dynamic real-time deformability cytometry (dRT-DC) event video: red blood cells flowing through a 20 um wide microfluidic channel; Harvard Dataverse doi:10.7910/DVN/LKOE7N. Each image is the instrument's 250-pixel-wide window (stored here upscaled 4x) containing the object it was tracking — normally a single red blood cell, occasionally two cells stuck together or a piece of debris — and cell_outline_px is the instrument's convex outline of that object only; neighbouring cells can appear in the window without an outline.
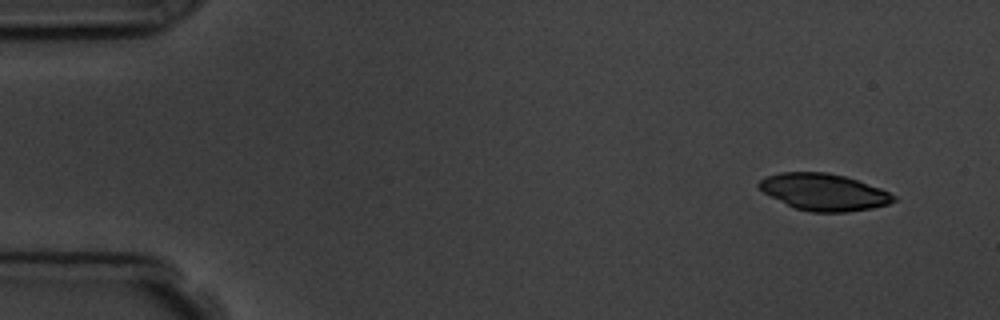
{"species": "common noctule bat (a hibernating species)", "species_latin": "Nyctalus noctula", "temperature_condition": "room temperature", "stored_images_in_passage": 4, "camera_frame_rate_fps": 3000, "um_per_image_px": 0.085, "animal": {"sex": "male", "body_mass_g": 19.5, "forearm_length_mm": 54.6}, "frame": {"image": 1, "passage_image": 1, "time_ms": 0.0, "image_size_px": [1000, 320], "cell_outline_px": [[896, 200], [888, 204], [872, 208], [844, 212], [812, 212], [796, 208], [764, 192], [756, 184], [760, 180], [768, 176], [780, 172], [828, 172], [844, 176], [880, 188], [896, 196]], "centroid_in_image_um": [70.04, 16.32], "position_along_channel_um": 15.0, "area_um2": 28.44}}